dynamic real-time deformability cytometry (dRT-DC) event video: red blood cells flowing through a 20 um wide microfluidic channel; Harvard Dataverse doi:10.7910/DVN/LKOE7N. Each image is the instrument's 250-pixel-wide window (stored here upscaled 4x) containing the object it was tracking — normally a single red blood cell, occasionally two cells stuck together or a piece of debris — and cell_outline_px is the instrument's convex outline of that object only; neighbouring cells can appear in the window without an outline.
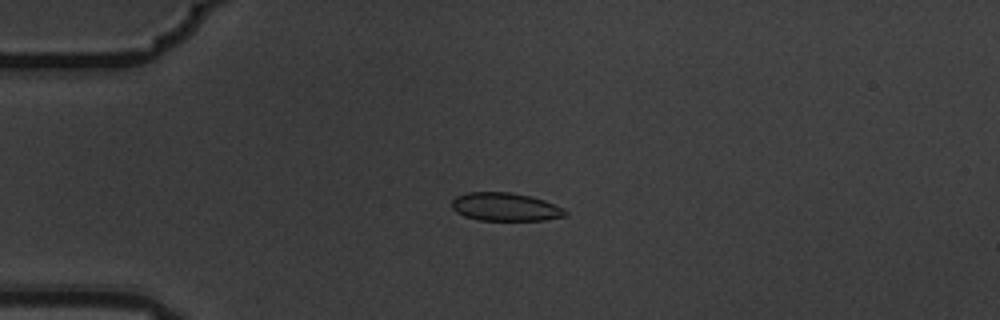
{"species": "common noctule bat (a hibernating species)", "species_latin": "Nyctalus noctula", "temperature_condition": "warm", "stored_images_in_passage": 7, "camera_frame_rate_fps": 3000, "um_per_image_px": 0.085, "animal": {"sex": "male", "body_mass_g": 19.5, "forearm_length_mm": 54.6}, "frame": {"image": 1, "passage_image": 4, "time_ms": 1.0, "image_size_px": [1000, 320], "cell_outline_px": [[568, 216], [544, 220], [480, 220], [464, 216], [456, 212], [452, 208], [452, 200], [456, 196], [468, 192], [512, 192], [532, 196], [544, 200], [564, 208], [568, 212]], "centroid_in_image_um": [42.98, 17.58], "position_along_channel_um": 42.0, "area_um2": 18.84}}
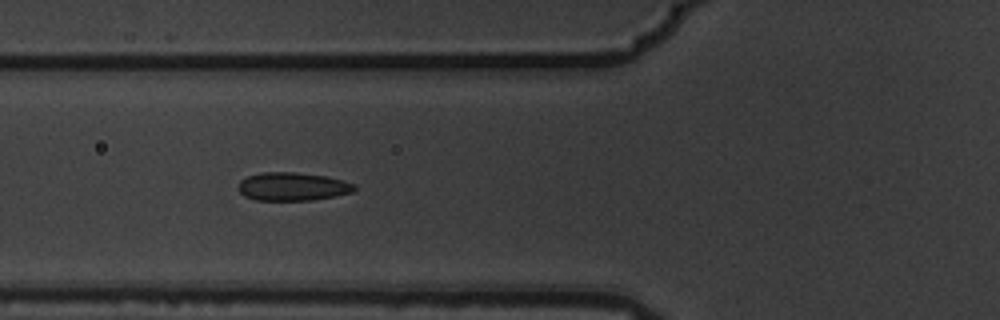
{"frame": {"image": 2, "passage_image": 6, "time_ms": 1.667, "image_size_px": [1000, 320], "cell_outline_px": [[356, 188], [352, 192], [312, 200], [256, 200], [244, 196], [236, 188], [240, 180], [248, 176], [260, 172], [296, 172], [324, 176], [344, 180], [356, 184]], "centroid_in_image_um": [24.83, 15.85], "position_along_channel_um": 101.0, "area_um2": 19.19}}
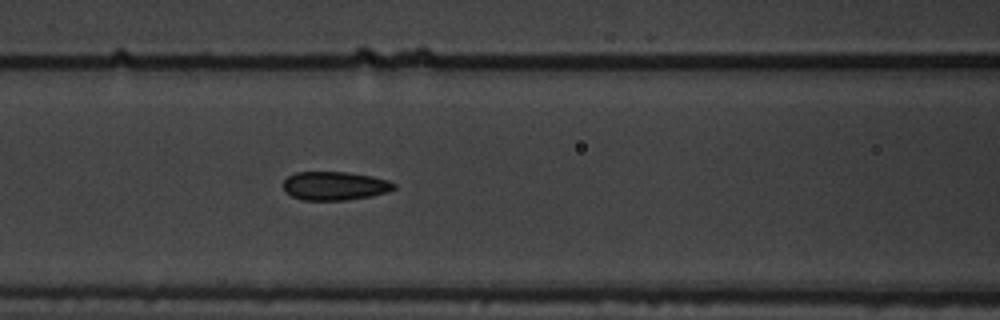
{"frame": {"image": 3, "passage_image": 7, "time_ms": 2.0, "image_size_px": [1000, 320], "cell_outline_px": [[396, 188], [388, 192], [372, 196], [348, 200], [300, 200], [292, 196], [284, 188], [284, 180], [288, 176], [296, 172], [348, 172], [372, 176], [388, 180], [396, 184]], "centroid_in_image_um": [28.49, 15.8], "position_along_channel_um": 138.1, "area_um2": 18.55}}